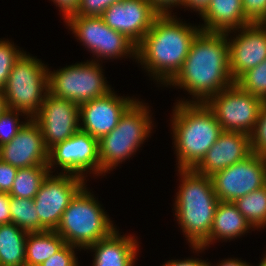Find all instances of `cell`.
<instances>
[{"label": "cell", "mask_w": 266, "mask_h": 266, "mask_svg": "<svg viewBox=\"0 0 266 266\" xmlns=\"http://www.w3.org/2000/svg\"><path fill=\"white\" fill-rule=\"evenodd\" d=\"M227 33L201 30L193 40L181 70L167 84L185 89L194 101L205 102L210 96L234 84L230 74Z\"/></svg>", "instance_id": "cell-1"}, {"label": "cell", "mask_w": 266, "mask_h": 266, "mask_svg": "<svg viewBox=\"0 0 266 266\" xmlns=\"http://www.w3.org/2000/svg\"><path fill=\"white\" fill-rule=\"evenodd\" d=\"M200 26L183 23L171 14H159L137 45L138 63L167 86L181 70ZM159 80V81H158Z\"/></svg>", "instance_id": "cell-2"}, {"label": "cell", "mask_w": 266, "mask_h": 266, "mask_svg": "<svg viewBox=\"0 0 266 266\" xmlns=\"http://www.w3.org/2000/svg\"><path fill=\"white\" fill-rule=\"evenodd\" d=\"M181 184L175 198V216L182 232L196 252L208 247L218 198L211 177L194 169H178Z\"/></svg>", "instance_id": "cell-3"}, {"label": "cell", "mask_w": 266, "mask_h": 266, "mask_svg": "<svg viewBox=\"0 0 266 266\" xmlns=\"http://www.w3.org/2000/svg\"><path fill=\"white\" fill-rule=\"evenodd\" d=\"M172 134L178 169H194L223 132L213 112L203 102H176Z\"/></svg>", "instance_id": "cell-4"}, {"label": "cell", "mask_w": 266, "mask_h": 266, "mask_svg": "<svg viewBox=\"0 0 266 266\" xmlns=\"http://www.w3.org/2000/svg\"><path fill=\"white\" fill-rule=\"evenodd\" d=\"M149 111L147 104L136 99L121 115L117 126L98 140L100 176L129 159L150 136L153 124Z\"/></svg>", "instance_id": "cell-5"}, {"label": "cell", "mask_w": 266, "mask_h": 266, "mask_svg": "<svg viewBox=\"0 0 266 266\" xmlns=\"http://www.w3.org/2000/svg\"><path fill=\"white\" fill-rule=\"evenodd\" d=\"M86 188L84 186L72 199L55 230L66 244L77 249H87L117 229L101 204Z\"/></svg>", "instance_id": "cell-6"}, {"label": "cell", "mask_w": 266, "mask_h": 266, "mask_svg": "<svg viewBox=\"0 0 266 266\" xmlns=\"http://www.w3.org/2000/svg\"><path fill=\"white\" fill-rule=\"evenodd\" d=\"M2 90L7 108L33 118L48 93V67L24 52L14 64Z\"/></svg>", "instance_id": "cell-7"}, {"label": "cell", "mask_w": 266, "mask_h": 266, "mask_svg": "<svg viewBox=\"0 0 266 266\" xmlns=\"http://www.w3.org/2000/svg\"><path fill=\"white\" fill-rule=\"evenodd\" d=\"M105 79L102 67L95 60L56 71L48 69V93L81 105L112 91Z\"/></svg>", "instance_id": "cell-8"}, {"label": "cell", "mask_w": 266, "mask_h": 266, "mask_svg": "<svg viewBox=\"0 0 266 266\" xmlns=\"http://www.w3.org/2000/svg\"><path fill=\"white\" fill-rule=\"evenodd\" d=\"M204 103L213 112L223 131L250 135L264 100L234 83L210 96Z\"/></svg>", "instance_id": "cell-9"}, {"label": "cell", "mask_w": 266, "mask_h": 266, "mask_svg": "<svg viewBox=\"0 0 266 266\" xmlns=\"http://www.w3.org/2000/svg\"><path fill=\"white\" fill-rule=\"evenodd\" d=\"M66 24L82 45L99 59L98 62L100 58L108 60L124 56L137 59V45L126 35L108 27L102 17L77 15Z\"/></svg>", "instance_id": "cell-10"}, {"label": "cell", "mask_w": 266, "mask_h": 266, "mask_svg": "<svg viewBox=\"0 0 266 266\" xmlns=\"http://www.w3.org/2000/svg\"><path fill=\"white\" fill-rule=\"evenodd\" d=\"M210 177L218 200L234 202L266 185V156L252 153Z\"/></svg>", "instance_id": "cell-11"}, {"label": "cell", "mask_w": 266, "mask_h": 266, "mask_svg": "<svg viewBox=\"0 0 266 266\" xmlns=\"http://www.w3.org/2000/svg\"><path fill=\"white\" fill-rule=\"evenodd\" d=\"M58 165L64 174H72L83 179L86 172L100 175V159L98 139L79 130L73 136L64 140L48 150V163L50 173ZM88 170V171H87ZM64 171V172H63Z\"/></svg>", "instance_id": "cell-12"}, {"label": "cell", "mask_w": 266, "mask_h": 266, "mask_svg": "<svg viewBox=\"0 0 266 266\" xmlns=\"http://www.w3.org/2000/svg\"><path fill=\"white\" fill-rule=\"evenodd\" d=\"M52 175L49 173L44 179L33 200L40 223L47 230L55 231L63 212L86 184L85 179L76 175Z\"/></svg>", "instance_id": "cell-13"}, {"label": "cell", "mask_w": 266, "mask_h": 266, "mask_svg": "<svg viewBox=\"0 0 266 266\" xmlns=\"http://www.w3.org/2000/svg\"><path fill=\"white\" fill-rule=\"evenodd\" d=\"M49 150L80 130L79 105L47 93L39 112L33 117Z\"/></svg>", "instance_id": "cell-14"}, {"label": "cell", "mask_w": 266, "mask_h": 266, "mask_svg": "<svg viewBox=\"0 0 266 266\" xmlns=\"http://www.w3.org/2000/svg\"><path fill=\"white\" fill-rule=\"evenodd\" d=\"M236 31L238 35L229 38ZM227 39L229 69L234 81L266 59V23H250L240 30L227 32Z\"/></svg>", "instance_id": "cell-15"}, {"label": "cell", "mask_w": 266, "mask_h": 266, "mask_svg": "<svg viewBox=\"0 0 266 266\" xmlns=\"http://www.w3.org/2000/svg\"><path fill=\"white\" fill-rule=\"evenodd\" d=\"M158 15L147 0H122L108 7L101 17L108 27L138 45Z\"/></svg>", "instance_id": "cell-16"}, {"label": "cell", "mask_w": 266, "mask_h": 266, "mask_svg": "<svg viewBox=\"0 0 266 266\" xmlns=\"http://www.w3.org/2000/svg\"><path fill=\"white\" fill-rule=\"evenodd\" d=\"M134 101L133 97H120L110 91L79 105L80 130L99 140L117 126L121 115Z\"/></svg>", "instance_id": "cell-17"}, {"label": "cell", "mask_w": 266, "mask_h": 266, "mask_svg": "<svg viewBox=\"0 0 266 266\" xmlns=\"http://www.w3.org/2000/svg\"><path fill=\"white\" fill-rule=\"evenodd\" d=\"M0 158L16 168L47 166L48 149L33 118H27L17 135L0 146Z\"/></svg>", "instance_id": "cell-18"}, {"label": "cell", "mask_w": 266, "mask_h": 266, "mask_svg": "<svg viewBox=\"0 0 266 266\" xmlns=\"http://www.w3.org/2000/svg\"><path fill=\"white\" fill-rule=\"evenodd\" d=\"M251 154L250 135L223 131L194 170L210 177L218 171L245 160Z\"/></svg>", "instance_id": "cell-19"}, {"label": "cell", "mask_w": 266, "mask_h": 266, "mask_svg": "<svg viewBox=\"0 0 266 266\" xmlns=\"http://www.w3.org/2000/svg\"><path fill=\"white\" fill-rule=\"evenodd\" d=\"M117 230L87 248L95 252L93 266H134L139 244L134 236L122 237Z\"/></svg>", "instance_id": "cell-20"}, {"label": "cell", "mask_w": 266, "mask_h": 266, "mask_svg": "<svg viewBox=\"0 0 266 266\" xmlns=\"http://www.w3.org/2000/svg\"><path fill=\"white\" fill-rule=\"evenodd\" d=\"M200 16L204 21L201 29L206 32L227 33L252 23L244 15L242 0H210Z\"/></svg>", "instance_id": "cell-21"}, {"label": "cell", "mask_w": 266, "mask_h": 266, "mask_svg": "<svg viewBox=\"0 0 266 266\" xmlns=\"http://www.w3.org/2000/svg\"><path fill=\"white\" fill-rule=\"evenodd\" d=\"M251 227L233 202L219 201L208 237V247L215 240L227 241L244 235Z\"/></svg>", "instance_id": "cell-22"}, {"label": "cell", "mask_w": 266, "mask_h": 266, "mask_svg": "<svg viewBox=\"0 0 266 266\" xmlns=\"http://www.w3.org/2000/svg\"><path fill=\"white\" fill-rule=\"evenodd\" d=\"M65 245V240L56 231L29 232L26 238L25 266H40Z\"/></svg>", "instance_id": "cell-23"}, {"label": "cell", "mask_w": 266, "mask_h": 266, "mask_svg": "<svg viewBox=\"0 0 266 266\" xmlns=\"http://www.w3.org/2000/svg\"><path fill=\"white\" fill-rule=\"evenodd\" d=\"M27 235L13 223L0 225V266H25Z\"/></svg>", "instance_id": "cell-24"}, {"label": "cell", "mask_w": 266, "mask_h": 266, "mask_svg": "<svg viewBox=\"0 0 266 266\" xmlns=\"http://www.w3.org/2000/svg\"><path fill=\"white\" fill-rule=\"evenodd\" d=\"M49 173L47 166L18 168L13 186L8 194L12 197L34 199Z\"/></svg>", "instance_id": "cell-25"}, {"label": "cell", "mask_w": 266, "mask_h": 266, "mask_svg": "<svg viewBox=\"0 0 266 266\" xmlns=\"http://www.w3.org/2000/svg\"><path fill=\"white\" fill-rule=\"evenodd\" d=\"M234 205L252 228L266 226V185L235 200Z\"/></svg>", "instance_id": "cell-26"}, {"label": "cell", "mask_w": 266, "mask_h": 266, "mask_svg": "<svg viewBox=\"0 0 266 266\" xmlns=\"http://www.w3.org/2000/svg\"><path fill=\"white\" fill-rule=\"evenodd\" d=\"M33 199L10 196L11 223L29 232L46 231L40 223Z\"/></svg>", "instance_id": "cell-27"}, {"label": "cell", "mask_w": 266, "mask_h": 266, "mask_svg": "<svg viewBox=\"0 0 266 266\" xmlns=\"http://www.w3.org/2000/svg\"><path fill=\"white\" fill-rule=\"evenodd\" d=\"M235 83L244 91L266 101V59L255 68L243 73Z\"/></svg>", "instance_id": "cell-28"}, {"label": "cell", "mask_w": 266, "mask_h": 266, "mask_svg": "<svg viewBox=\"0 0 266 266\" xmlns=\"http://www.w3.org/2000/svg\"><path fill=\"white\" fill-rule=\"evenodd\" d=\"M17 46L11 44L6 40H0V89L2 90L9 78L10 72L19 59V57L24 53Z\"/></svg>", "instance_id": "cell-29"}, {"label": "cell", "mask_w": 266, "mask_h": 266, "mask_svg": "<svg viewBox=\"0 0 266 266\" xmlns=\"http://www.w3.org/2000/svg\"><path fill=\"white\" fill-rule=\"evenodd\" d=\"M22 114L25 116L24 112L9 108L0 114V146L9 143L25 124V121L19 122L18 116Z\"/></svg>", "instance_id": "cell-30"}, {"label": "cell", "mask_w": 266, "mask_h": 266, "mask_svg": "<svg viewBox=\"0 0 266 266\" xmlns=\"http://www.w3.org/2000/svg\"><path fill=\"white\" fill-rule=\"evenodd\" d=\"M251 151L266 156V101L261 106L253 132L250 134Z\"/></svg>", "instance_id": "cell-31"}, {"label": "cell", "mask_w": 266, "mask_h": 266, "mask_svg": "<svg viewBox=\"0 0 266 266\" xmlns=\"http://www.w3.org/2000/svg\"><path fill=\"white\" fill-rule=\"evenodd\" d=\"M122 0H80L77 15L101 17L103 12Z\"/></svg>", "instance_id": "cell-32"}, {"label": "cell", "mask_w": 266, "mask_h": 266, "mask_svg": "<svg viewBox=\"0 0 266 266\" xmlns=\"http://www.w3.org/2000/svg\"><path fill=\"white\" fill-rule=\"evenodd\" d=\"M76 248L73 245L66 244L59 252L45 260L40 266H80L74 251Z\"/></svg>", "instance_id": "cell-33"}, {"label": "cell", "mask_w": 266, "mask_h": 266, "mask_svg": "<svg viewBox=\"0 0 266 266\" xmlns=\"http://www.w3.org/2000/svg\"><path fill=\"white\" fill-rule=\"evenodd\" d=\"M242 6L252 23H266V0H242Z\"/></svg>", "instance_id": "cell-34"}, {"label": "cell", "mask_w": 266, "mask_h": 266, "mask_svg": "<svg viewBox=\"0 0 266 266\" xmlns=\"http://www.w3.org/2000/svg\"><path fill=\"white\" fill-rule=\"evenodd\" d=\"M18 168L0 158V192L9 193L13 186Z\"/></svg>", "instance_id": "cell-35"}, {"label": "cell", "mask_w": 266, "mask_h": 266, "mask_svg": "<svg viewBox=\"0 0 266 266\" xmlns=\"http://www.w3.org/2000/svg\"><path fill=\"white\" fill-rule=\"evenodd\" d=\"M62 11L65 23L73 16H77L80 0H51Z\"/></svg>", "instance_id": "cell-36"}, {"label": "cell", "mask_w": 266, "mask_h": 266, "mask_svg": "<svg viewBox=\"0 0 266 266\" xmlns=\"http://www.w3.org/2000/svg\"><path fill=\"white\" fill-rule=\"evenodd\" d=\"M159 14H171L169 9L182 6L184 0H147Z\"/></svg>", "instance_id": "cell-37"}, {"label": "cell", "mask_w": 266, "mask_h": 266, "mask_svg": "<svg viewBox=\"0 0 266 266\" xmlns=\"http://www.w3.org/2000/svg\"><path fill=\"white\" fill-rule=\"evenodd\" d=\"M11 223L10 195L0 192V225Z\"/></svg>", "instance_id": "cell-38"}, {"label": "cell", "mask_w": 266, "mask_h": 266, "mask_svg": "<svg viewBox=\"0 0 266 266\" xmlns=\"http://www.w3.org/2000/svg\"><path fill=\"white\" fill-rule=\"evenodd\" d=\"M207 261L197 259H184V260H169L167 263L162 266H208Z\"/></svg>", "instance_id": "cell-39"}, {"label": "cell", "mask_w": 266, "mask_h": 266, "mask_svg": "<svg viewBox=\"0 0 266 266\" xmlns=\"http://www.w3.org/2000/svg\"><path fill=\"white\" fill-rule=\"evenodd\" d=\"M209 3L210 0H184L182 6L184 8L189 7L191 10L193 9V11H196L201 15L206 10Z\"/></svg>", "instance_id": "cell-40"}, {"label": "cell", "mask_w": 266, "mask_h": 266, "mask_svg": "<svg viewBox=\"0 0 266 266\" xmlns=\"http://www.w3.org/2000/svg\"><path fill=\"white\" fill-rule=\"evenodd\" d=\"M208 266H214L211 265L210 263H208ZM216 266H252L251 264L249 265L248 263H246L245 261H242L241 259L239 260L238 258H229L226 260H223L221 263H217Z\"/></svg>", "instance_id": "cell-41"}, {"label": "cell", "mask_w": 266, "mask_h": 266, "mask_svg": "<svg viewBox=\"0 0 266 266\" xmlns=\"http://www.w3.org/2000/svg\"><path fill=\"white\" fill-rule=\"evenodd\" d=\"M7 109L6 103H5V96L3 94V90L0 89V114L4 112Z\"/></svg>", "instance_id": "cell-42"}, {"label": "cell", "mask_w": 266, "mask_h": 266, "mask_svg": "<svg viewBox=\"0 0 266 266\" xmlns=\"http://www.w3.org/2000/svg\"><path fill=\"white\" fill-rule=\"evenodd\" d=\"M264 258L261 259V262L259 263V266H266V255L264 254Z\"/></svg>", "instance_id": "cell-43"}]
</instances>
